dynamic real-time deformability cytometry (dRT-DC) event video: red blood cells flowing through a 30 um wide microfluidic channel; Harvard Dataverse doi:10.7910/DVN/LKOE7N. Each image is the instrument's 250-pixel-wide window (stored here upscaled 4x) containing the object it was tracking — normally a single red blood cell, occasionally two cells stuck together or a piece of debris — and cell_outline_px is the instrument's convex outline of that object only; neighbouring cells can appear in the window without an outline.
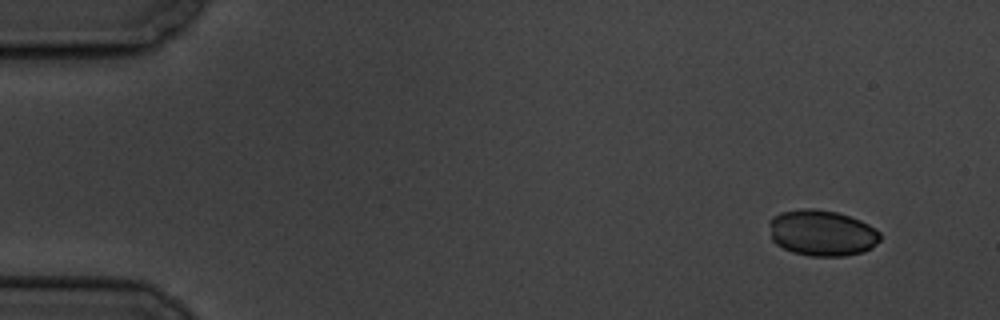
{"species": "common noctule bat (a hibernating species)", "species_latin": "Nyctalus noctula", "temperature_condition": "cold", "stored_images_in_passage": 7, "camera_frame_rate_fps": 3000, "um_per_image_px": 0.085, "animal": {"sex": "male", "body_mass_g": 19.5, "forearm_length_mm": 54.6}, "frame": {"image": 1, "passage_image": 1, "time_ms": 0.0, "image_size_px": [1000, 320], "cell_outline_px": [[880, 240], [872, 248], [864, 252], [844, 256], [808, 256], [792, 252], [776, 244], [772, 240], [768, 224], [768, 220], [772, 216], [780, 212], [804, 208], [812, 208], [836, 212], [860, 220], [868, 224], [880, 232]], "centroid_in_image_um": [69.84, 19.8], "position_along_channel_um": 15.2, "area_um2": 30.0}}
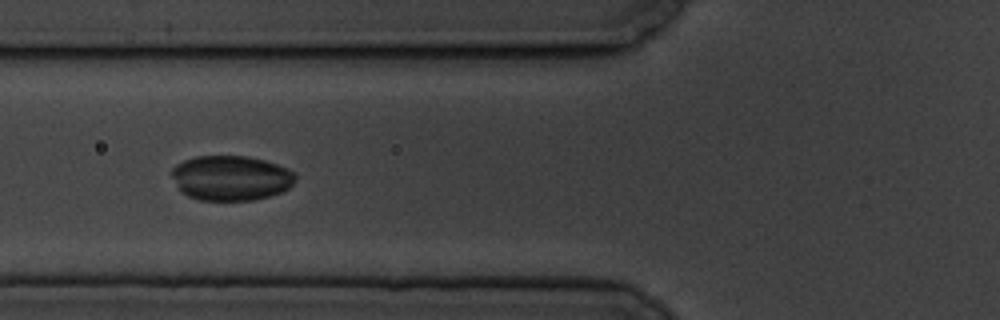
{"frame": {"image": 2, "passage_image": 6, "time_ms": 6.0, "image_size_px": [1000, 320], "cell_outline_px": [[296, 180], [284, 192], [252, 200], [200, 200], [188, 196], [180, 192], [172, 176], [172, 168], [176, 164], [184, 160], [196, 156], [248, 156], [264, 160], [288, 168], [296, 172]], "centroid_in_image_um": [19.64, 15.13], "position_along_channel_um": 106.2, "area_um2": 32.6}}
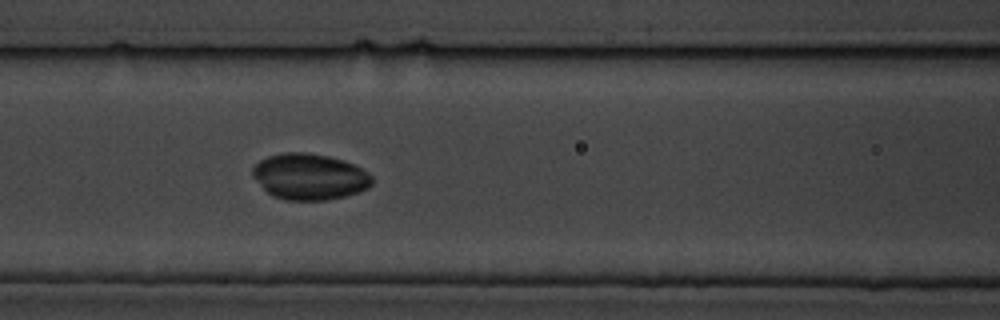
{"frame": {"image": 3, "passage_image": 7, "time_ms": 7.0, "image_size_px": [1000, 320], "cell_outline_px": [[372, 184], [368, 188], [360, 192], [328, 200], [284, 200], [272, 196], [252, 176], [252, 168], [260, 160], [268, 156], [284, 152], [304, 152], [328, 156], [344, 160], [368, 172], [372, 176]], "centroid_in_image_um": [26.31, 15.02], "position_along_channel_um": 140.3, "area_um2": 32.14}}